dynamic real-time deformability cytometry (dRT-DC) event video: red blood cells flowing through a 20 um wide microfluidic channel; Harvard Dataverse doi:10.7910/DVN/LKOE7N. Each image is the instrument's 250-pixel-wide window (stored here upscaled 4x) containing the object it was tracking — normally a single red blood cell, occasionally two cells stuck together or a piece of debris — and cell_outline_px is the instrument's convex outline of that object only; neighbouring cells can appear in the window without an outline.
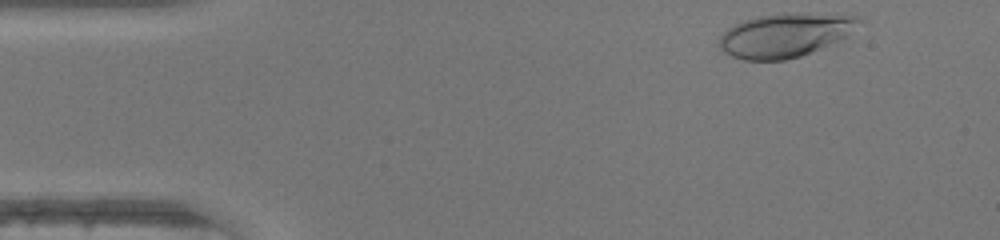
{"species": "human", "species_latin": "Homo sapiens", "temperature_condition": "warm", "stored_images_in_passage": 34, "camera_frame_rate_fps": 3000, "um_per_image_px": 0.085, "donor": {"sex": "female"}, "frame": {"image": 1, "passage_image": 1, "time_ms": 0.0, "image_size_px": [1000, 240], "cell_outline_px": [[864, 20], [844, 36], [836, 40], [800, 56], [784, 60], [744, 60], [732, 56], [724, 52], [720, 48], [720, 36], [732, 24], [744, 20], [760, 16], [784, 12], [856, 16]], "centroid_in_image_um": [66.66, 2.98], "position_along_channel_um": 18.3, "area_um2": 35.03}}
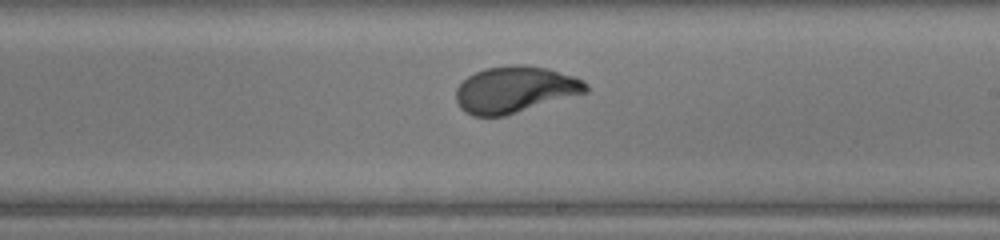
{"frame": {"image": 2, "passage_image": 23, "time_ms": 7.333, "image_size_px": [1000, 240], "cell_outline_px": [[588, 92], [504, 116], [472, 116], [464, 112], [460, 108], [456, 100], [456, 88], [468, 76], [484, 68], [508, 64], [524, 64], [548, 68], [576, 76], [584, 80], [588, 84]], "centroid_in_image_um": [43.79, 7.6], "position_along_channel_um": 245.2, "area_um2": 35.55}}
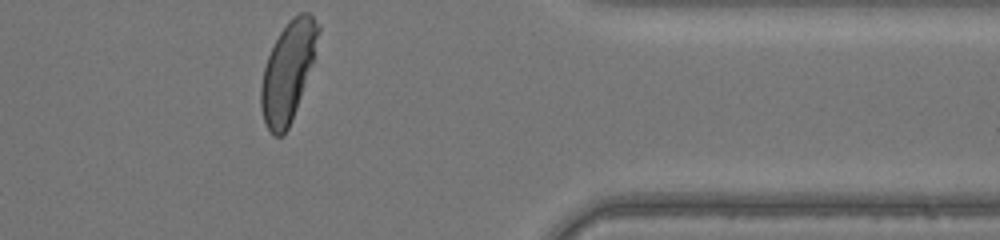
{"frame": {"image": 3, "passage_image": 34, "time_ms": 11.0, "image_size_px": [1000, 240], "cell_outline_px": [[320, 32], [312, 60], [292, 120], [284, 136], [272, 136], [264, 120], [260, 108], [260, 88], [264, 68], [268, 56], [280, 32], [288, 20], [300, 12], [308, 12], [312, 16], [320, 28]], "centroid_in_image_um": [24.44, 6.1], "position_along_channel_um": 387.0, "area_um2": 32.43}, "authors_computed_cell_mechanics": {"area_um2": 34.4199, "velocity_mm_per_s": 4.4148, "shape_relaxation_time_tau1_ms": 3.393, "shape_relaxation_time_tau2_ms": null, "deformation_change_tau1": 0.1969, "deformation_change_tau2": null}}